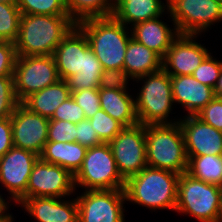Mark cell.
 Masks as SVG:
<instances>
[{
    "label": "cell",
    "mask_w": 222,
    "mask_h": 222,
    "mask_svg": "<svg viewBox=\"0 0 222 222\" xmlns=\"http://www.w3.org/2000/svg\"><path fill=\"white\" fill-rule=\"evenodd\" d=\"M165 9L168 10V0L166 5L161 0H115L112 16L127 27V24L134 26L149 19L162 17Z\"/></svg>",
    "instance_id": "44dd1931"
},
{
    "label": "cell",
    "mask_w": 222,
    "mask_h": 222,
    "mask_svg": "<svg viewBox=\"0 0 222 222\" xmlns=\"http://www.w3.org/2000/svg\"><path fill=\"white\" fill-rule=\"evenodd\" d=\"M221 69L222 61L214 59L210 53L194 70L192 76L200 83L213 88Z\"/></svg>",
    "instance_id": "d6a6232c"
},
{
    "label": "cell",
    "mask_w": 222,
    "mask_h": 222,
    "mask_svg": "<svg viewBox=\"0 0 222 222\" xmlns=\"http://www.w3.org/2000/svg\"><path fill=\"white\" fill-rule=\"evenodd\" d=\"M21 15L16 3H0V38L3 41H16Z\"/></svg>",
    "instance_id": "f1b7e54d"
},
{
    "label": "cell",
    "mask_w": 222,
    "mask_h": 222,
    "mask_svg": "<svg viewBox=\"0 0 222 222\" xmlns=\"http://www.w3.org/2000/svg\"><path fill=\"white\" fill-rule=\"evenodd\" d=\"M75 25L69 15L22 14L14 42L17 56L53 55Z\"/></svg>",
    "instance_id": "6da1fadb"
},
{
    "label": "cell",
    "mask_w": 222,
    "mask_h": 222,
    "mask_svg": "<svg viewBox=\"0 0 222 222\" xmlns=\"http://www.w3.org/2000/svg\"><path fill=\"white\" fill-rule=\"evenodd\" d=\"M76 25L84 32L103 69H123L127 44L132 38L130 28L113 16L88 18Z\"/></svg>",
    "instance_id": "7a4b0ae2"
},
{
    "label": "cell",
    "mask_w": 222,
    "mask_h": 222,
    "mask_svg": "<svg viewBox=\"0 0 222 222\" xmlns=\"http://www.w3.org/2000/svg\"><path fill=\"white\" fill-rule=\"evenodd\" d=\"M168 12L179 34L199 35L222 20V3L214 0H168Z\"/></svg>",
    "instance_id": "9c48e42d"
},
{
    "label": "cell",
    "mask_w": 222,
    "mask_h": 222,
    "mask_svg": "<svg viewBox=\"0 0 222 222\" xmlns=\"http://www.w3.org/2000/svg\"><path fill=\"white\" fill-rule=\"evenodd\" d=\"M21 14L68 15L65 0H16Z\"/></svg>",
    "instance_id": "f546056e"
},
{
    "label": "cell",
    "mask_w": 222,
    "mask_h": 222,
    "mask_svg": "<svg viewBox=\"0 0 222 222\" xmlns=\"http://www.w3.org/2000/svg\"><path fill=\"white\" fill-rule=\"evenodd\" d=\"M76 142L86 148L102 144L89 119H84L76 124Z\"/></svg>",
    "instance_id": "ab89813d"
},
{
    "label": "cell",
    "mask_w": 222,
    "mask_h": 222,
    "mask_svg": "<svg viewBox=\"0 0 222 222\" xmlns=\"http://www.w3.org/2000/svg\"><path fill=\"white\" fill-rule=\"evenodd\" d=\"M84 32L75 25L53 52L57 73L61 80L83 71L84 52L89 48Z\"/></svg>",
    "instance_id": "e0dca14e"
},
{
    "label": "cell",
    "mask_w": 222,
    "mask_h": 222,
    "mask_svg": "<svg viewBox=\"0 0 222 222\" xmlns=\"http://www.w3.org/2000/svg\"><path fill=\"white\" fill-rule=\"evenodd\" d=\"M38 158L34 152L14 146L0 157V183L14 202L26 193L32 168Z\"/></svg>",
    "instance_id": "5bb4252c"
},
{
    "label": "cell",
    "mask_w": 222,
    "mask_h": 222,
    "mask_svg": "<svg viewBox=\"0 0 222 222\" xmlns=\"http://www.w3.org/2000/svg\"><path fill=\"white\" fill-rule=\"evenodd\" d=\"M0 3H16V0H0Z\"/></svg>",
    "instance_id": "f6af8a7d"
},
{
    "label": "cell",
    "mask_w": 222,
    "mask_h": 222,
    "mask_svg": "<svg viewBox=\"0 0 222 222\" xmlns=\"http://www.w3.org/2000/svg\"><path fill=\"white\" fill-rule=\"evenodd\" d=\"M71 97L82 108L86 119L92 118L101 109L99 88L71 92Z\"/></svg>",
    "instance_id": "836d02e7"
},
{
    "label": "cell",
    "mask_w": 222,
    "mask_h": 222,
    "mask_svg": "<svg viewBox=\"0 0 222 222\" xmlns=\"http://www.w3.org/2000/svg\"><path fill=\"white\" fill-rule=\"evenodd\" d=\"M74 182L75 187L82 186L86 190L124 189L125 179L118 171L108 143L87 149L82 166L74 175Z\"/></svg>",
    "instance_id": "52a82bcc"
},
{
    "label": "cell",
    "mask_w": 222,
    "mask_h": 222,
    "mask_svg": "<svg viewBox=\"0 0 222 222\" xmlns=\"http://www.w3.org/2000/svg\"><path fill=\"white\" fill-rule=\"evenodd\" d=\"M179 174L146 166L125 180L126 201L150 210H175Z\"/></svg>",
    "instance_id": "3957f363"
},
{
    "label": "cell",
    "mask_w": 222,
    "mask_h": 222,
    "mask_svg": "<svg viewBox=\"0 0 222 222\" xmlns=\"http://www.w3.org/2000/svg\"><path fill=\"white\" fill-rule=\"evenodd\" d=\"M131 77L124 69H103L99 89H114L127 91L128 79Z\"/></svg>",
    "instance_id": "d590c367"
},
{
    "label": "cell",
    "mask_w": 222,
    "mask_h": 222,
    "mask_svg": "<svg viewBox=\"0 0 222 222\" xmlns=\"http://www.w3.org/2000/svg\"><path fill=\"white\" fill-rule=\"evenodd\" d=\"M76 201L78 222H125L124 189L85 190Z\"/></svg>",
    "instance_id": "7c38bea8"
},
{
    "label": "cell",
    "mask_w": 222,
    "mask_h": 222,
    "mask_svg": "<svg viewBox=\"0 0 222 222\" xmlns=\"http://www.w3.org/2000/svg\"><path fill=\"white\" fill-rule=\"evenodd\" d=\"M87 149L77 142L47 141L39 157L43 161L61 166L75 175L82 166Z\"/></svg>",
    "instance_id": "d4e9b609"
},
{
    "label": "cell",
    "mask_w": 222,
    "mask_h": 222,
    "mask_svg": "<svg viewBox=\"0 0 222 222\" xmlns=\"http://www.w3.org/2000/svg\"><path fill=\"white\" fill-rule=\"evenodd\" d=\"M147 166L181 175L186 173L188 158L181 126L175 124L146 125Z\"/></svg>",
    "instance_id": "277c9868"
},
{
    "label": "cell",
    "mask_w": 222,
    "mask_h": 222,
    "mask_svg": "<svg viewBox=\"0 0 222 222\" xmlns=\"http://www.w3.org/2000/svg\"><path fill=\"white\" fill-rule=\"evenodd\" d=\"M47 140L52 142H76V124L62 120H50Z\"/></svg>",
    "instance_id": "e575fe53"
},
{
    "label": "cell",
    "mask_w": 222,
    "mask_h": 222,
    "mask_svg": "<svg viewBox=\"0 0 222 222\" xmlns=\"http://www.w3.org/2000/svg\"><path fill=\"white\" fill-rule=\"evenodd\" d=\"M135 80L138 82L143 80L144 82L135 99L139 123L146 126L179 122V120L172 122L167 119L172 111L171 107L174 101L171 76L163 68Z\"/></svg>",
    "instance_id": "8992f818"
},
{
    "label": "cell",
    "mask_w": 222,
    "mask_h": 222,
    "mask_svg": "<svg viewBox=\"0 0 222 222\" xmlns=\"http://www.w3.org/2000/svg\"><path fill=\"white\" fill-rule=\"evenodd\" d=\"M12 125L10 118L0 119V157L13 147Z\"/></svg>",
    "instance_id": "60d3db41"
},
{
    "label": "cell",
    "mask_w": 222,
    "mask_h": 222,
    "mask_svg": "<svg viewBox=\"0 0 222 222\" xmlns=\"http://www.w3.org/2000/svg\"><path fill=\"white\" fill-rule=\"evenodd\" d=\"M187 171L190 176L208 184L221 186L222 184V154L187 156Z\"/></svg>",
    "instance_id": "484cf974"
},
{
    "label": "cell",
    "mask_w": 222,
    "mask_h": 222,
    "mask_svg": "<svg viewBox=\"0 0 222 222\" xmlns=\"http://www.w3.org/2000/svg\"><path fill=\"white\" fill-rule=\"evenodd\" d=\"M197 36L180 34L173 41L162 59V68L170 76L192 75L194 70L210 54L208 49L195 42Z\"/></svg>",
    "instance_id": "9a60e30c"
},
{
    "label": "cell",
    "mask_w": 222,
    "mask_h": 222,
    "mask_svg": "<svg viewBox=\"0 0 222 222\" xmlns=\"http://www.w3.org/2000/svg\"><path fill=\"white\" fill-rule=\"evenodd\" d=\"M9 203L3 199L2 195L0 194V214H10L9 212L6 213L7 209L9 208L7 205Z\"/></svg>",
    "instance_id": "7bdbcfd3"
},
{
    "label": "cell",
    "mask_w": 222,
    "mask_h": 222,
    "mask_svg": "<svg viewBox=\"0 0 222 222\" xmlns=\"http://www.w3.org/2000/svg\"><path fill=\"white\" fill-rule=\"evenodd\" d=\"M11 214H0V222H13Z\"/></svg>",
    "instance_id": "ee69618b"
},
{
    "label": "cell",
    "mask_w": 222,
    "mask_h": 222,
    "mask_svg": "<svg viewBox=\"0 0 222 222\" xmlns=\"http://www.w3.org/2000/svg\"><path fill=\"white\" fill-rule=\"evenodd\" d=\"M19 103L14 92L13 76H0V119L10 118Z\"/></svg>",
    "instance_id": "1f68e13d"
},
{
    "label": "cell",
    "mask_w": 222,
    "mask_h": 222,
    "mask_svg": "<svg viewBox=\"0 0 222 222\" xmlns=\"http://www.w3.org/2000/svg\"><path fill=\"white\" fill-rule=\"evenodd\" d=\"M21 206L38 222H78L76 199L31 197L25 199Z\"/></svg>",
    "instance_id": "d6986e66"
},
{
    "label": "cell",
    "mask_w": 222,
    "mask_h": 222,
    "mask_svg": "<svg viewBox=\"0 0 222 222\" xmlns=\"http://www.w3.org/2000/svg\"><path fill=\"white\" fill-rule=\"evenodd\" d=\"M178 120L183 131L187 156L222 154V131L196 116L185 115Z\"/></svg>",
    "instance_id": "2e32d148"
},
{
    "label": "cell",
    "mask_w": 222,
    "mask_h": 222,
    "mask_svg": "<svg viewBox=\"0 0 222 222\" xmlns=\"http://www.w3.org/2000/svg\"><path fill=\"white\" fill-rule=\"evenodd\" d=\"M68 15L76 22L112 16L115 0H65Z\"/></svg>",
    "instance_id": "83f0119b"
},
{
    "label": "cell",
    "mask_w": 222,
    "mask_h": 222,
    "mask_svg": "<svg viewBox=\"0 0 222 222\" xmlns=\"http://www.w3.org/2000/svg\"><path fill=\"white\" fill-rule=\"evenodd\" d=\"M175 211L189 214L200 222H222L221 188L182 173L177 184Z\"/></svg>",
    "instance_id": "5b68a950"
},
{
    "label": "cell",
    "mask_w": 222,
    "mask_h": 222,
    "mask_svg": "<svg viewBox=\"0 0 222 222\" xmlns=\"http://www.w3.org/2000/svg\"><path fill=\"white\" fill-rule=\"evenodd\" d=\"M98 138L102 143H109L121 132L124 126L100 109L89 119Z\"/></svg>",
    "instance_id": "4dcf8cb0"
},
{
    "label": "cell",
    "mask_w": 222,
    "mask_h": 222,
    "mask_svg": "<svg viewBox=\"0 0 222 222\" xmlns=\"http://www.w3.org/2000/svg\"><path fill=\"white\" fill-rule=\"evenodd\" d=\"M108 144L125 180L147 166L145 125L137 123L124 127Z\"/></svg>",
    "instance_id": "30bf717a"
},
{
    "label": "cell",
    "mask_w": 222,
    "mask_h": 222,
    "mask_svg": "<svg viewBox=\"0 0 222 222\" xmlns=\"http://www.w3.org/2000/svg\"><path fill=\"white\" fill-rule=\"evenodd\" d=\"M100 107L124 127L139 123L133 97L125 90L99 89Z\"/></svg>",
    "instance_id": "603a6c76"
},
{
    "label": "cell",
    "mask_w": 222,
    "mask_h": 222,
    "mask_svg": "<svg viewBox=\"0 0 222 222\" xmlns=\"http://www.w3.org/2000/svg\"><path fill=\"white\" fill-rule=\"evenodd\" d=\"M13 145L41 155L47 140L50 119L26 108L21 102L10 117Z\"/></svg>",
    "instance_id": "4fadbf2b"
},
{
    "label": "cell",
    "mask_w": 222,
    "mask_h": 222,
    "mask_svg": "<svg viewBox=\"0 0 222 222\" xmlns=\"http://www.w3.org/2000/svg\"><path fill=\"white\" fill-rule=\"evenodd\" d=\"M102 71L103 68L100 61L89 47L84 52L83 71H79V73L69 77L66 82L71 92L99 88Z\"/></svg>",
    "instance_id": "4316f807"
},
{
    "label": "cell",
    "mask_w": 222,
    "mask_h": 222,
    "mask_svg": "<svg viewBox=\"0 0 222 222\" xmlns=\"http://www.w3.org/2000/svg\"><path fill=\"white\" fill-rule=\"evenodd\" d=\"M160 17L149 19L135 24L132 29V38L156 52L162 59L171 47L173 41L180 35L177 27H168Z\"/></svg>",
    "instance_id": "ffe728a7"
},
{
    "label": "cell",
    "mask_w": 222,
    "mask_h": 222,
    "mask_svg": "<svg viewBox=\"0 0 222 222\" xmlns=\"http://www.w3.org/2000/svg\"><path fill=\"white\" fill-rule=\"evenodd\" d=\"M196 117L217 130L222 131V99L213 98L207 106L198 112Z\"/></svg>",
    "instance_id": "74e56055"
},
{
    "label": "cell",
    "mask_w": 222,
    "mask_h": 222,
    "mask_svg": "<svg viewBox=\"0 0 222 222\" xmlns=\"http://www.w3.org/2000/svg\"><path fill=\"white\" fill-rule=\"evenodd\" d=\"M71 90L65 80H58L44 89L34 92L21 103L30 111L51 119L56 109L68 98Z\"/></svg>",
    "instance_id": "7402d4cb"
},
{
    "label": "cell",
    "mask_w": 222,
    "mask_h": 222,
    "mask_svg": "<svg viewBox=\"0 0 222 222\" xmlns=\"http://www.w3.org/2000/svg\"><path fill=\"white\" fill-rule=\"evenodd\" d=\"M171 87L174 103L181 104L187 116H196L214 98L213 88L192 75L171 76Z\"/></svg>",
    "instance_id": "ac0fdd59"
},
{
    "label": "cell",
    "mask_w": 222,
    "mask_h": 222,
    "mask_svg": "<svg viewBox=\"0 0 222 222\" xmlns=\"http://www.w3.org/2000/svg\"><path fill=\"white\" fill-rule=\"evenodd\" d=\"M123 69L135 80L162 69V58L134 38L127 44Z\"/></svg>",
    "instance_id": "cb8c5ba5"
},
{
    "label": "cell",
    "mask_w": 222,
    "mask_h": 222,
    "mask_svg": "<svg viewBox=\"0 0 222 222\" xmlns=\"http://www.w3.org/2000/svg\"><path fill=\"white\" fill-rule=\"evenodd\" d=\"M75 189L74 175L69 170L39 157L32 168L26 193L16 203L31 197L64 198Z\"/></svg>",
    "instance_id": "8fae6325"
},
{
    "label": "cell",
    "mask_w": 222,
    "mask_h": 222,
    "mask_svg": "<svg viewBox=\"0 0 222 222\" xmlns=\"http://www.w3.org/2000/svg\"><path fill=\"white\" fill-rule=\"evenodd\" d=\"M13 79L19 102L60 80L52 55L17 56Z\"/></svg>",
    "instance_id": "ba28073f"
},
{
    "label": "cell",
    "mask_w": 222,
    "mask_h": 222,
    "mask_svg": "<svg viewBox=\"0 0 222 222\" xmlns=\"http://www.w3.org/2000/svg\"><path fill=\"white\" fill-rule=\"evenodd\" d=\"M214 98L222 99V69L220 70L219 77L213 87Z\"/></svg>",
    "instance_id": "b9f144b4"
},
{
    "label": "cell",
    "mask_w": 222,
    "mask_h": 222,
    "mask_svg": "<svg viewBox=\"0 0 222 222\" xmlns=\"http://www.w3.org/2000/svg\"><path fill=\"white\" fill-rule=\"evenodd\" d=\"M86 119L84 111L72 97L65 100L54 112L50 120H62L77 124Z\"/></svg>",
    "instance_id": "8d00e7d4"
},
{
    "label": "cell",
    "mask_w": 222,
    "mask_h": 222,
    "mask_svg": "<svg viewBox=\"0 0 222 222\" xmlns=\"http://www.w3.org/2000/svg\"><path fill=\"white\" fill-rule=\"evenodd\" d=\"M16 57L13 42L3 41L0 43V76H13Z\"/></svg>",
    "instance_id": "f35d334b"
}]
</instances>
